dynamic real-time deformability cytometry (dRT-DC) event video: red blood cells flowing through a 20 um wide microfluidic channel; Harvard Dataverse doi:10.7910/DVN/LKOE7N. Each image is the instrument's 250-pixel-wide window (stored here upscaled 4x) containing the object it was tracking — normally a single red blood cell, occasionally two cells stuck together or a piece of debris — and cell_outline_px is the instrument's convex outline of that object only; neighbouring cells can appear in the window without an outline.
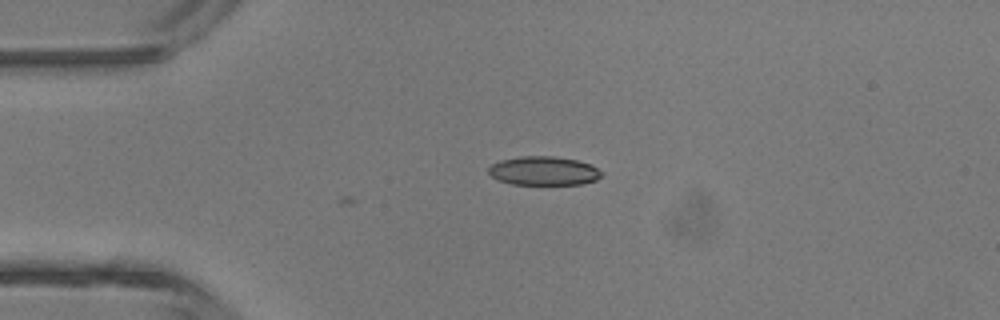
{"species": "common noctule bat (a hibernating species)", "species_latin": "Nyctalus noctula", "temperature_condition": "room temperature", "stored_images_in_passage": 5, "camera_frame_rate_fps": 3000, "um_per_image_px": 0.085, "animal": {"sex": "male", "body_mass_g": 13.3}, "frame": {"image": 1, "passage_image": 5, "time_ms": 1.333, "image_size_px": [1000, 320], "cell_outline_px": [[604, 172], [596, 180], [580, 184], [512, 184], [500, 180], [492, 176], [488, 172], [488, 168], [492, 164], [500, 160], [520, 156], [552, 156], [576, 160], [588, 164]], "centroid_in_image_um": [46.2, 14.52], "position_along_channel_um": 38.8, "area_um2": 18.79}}